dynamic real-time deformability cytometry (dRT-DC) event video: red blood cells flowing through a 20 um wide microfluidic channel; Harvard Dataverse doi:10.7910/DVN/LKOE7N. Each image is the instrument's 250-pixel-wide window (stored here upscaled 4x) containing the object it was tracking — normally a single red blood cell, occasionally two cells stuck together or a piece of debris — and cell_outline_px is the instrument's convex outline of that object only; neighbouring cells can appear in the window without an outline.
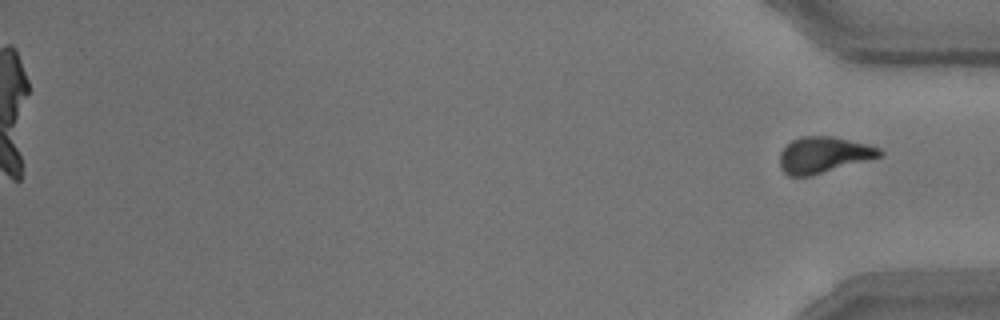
{"species": "common noctule bat (a hibernating species)", "species_latin": "Nyctalus noctula", "temperature_condition": "room temperature", "stored_images_in_passage": 42, "camera_frame_rate_fps": 3000, "um_per_image_px": 0.085, "animal": {"sex": "male", "body_mass_g": 15.6}, "frame": {"image": 1, "passage_image": 42, "time_ms": 13.667, "image_size_px": [1000, 320], "cell_outline_px": [[884, 156], [812, 176], [788, 176], [780, 168], [780, 152], [792, 140], [800, 136], [832, 136], [868, 144], [880, 148], [884, 152]], "centroid_in_image_um": [70.04, 13.17], "position_along_channel_um": 365.2, "area_um2": 21.33}}